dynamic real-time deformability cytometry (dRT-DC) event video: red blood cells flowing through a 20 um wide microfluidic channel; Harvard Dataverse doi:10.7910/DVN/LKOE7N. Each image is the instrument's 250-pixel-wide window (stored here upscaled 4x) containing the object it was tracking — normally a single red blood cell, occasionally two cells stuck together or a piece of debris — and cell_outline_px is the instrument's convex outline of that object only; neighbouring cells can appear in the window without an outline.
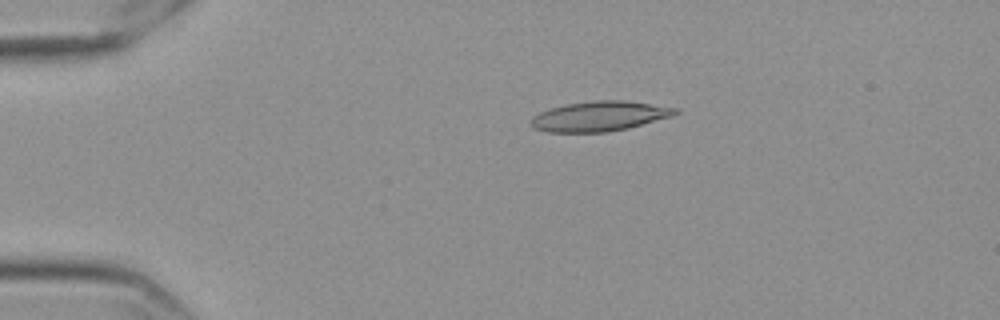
{"species": "Egyptian fruit bat (a non-hibernating species)", "species_latin": "Rousettus aegyptiacus", "temperature_condition": "cold", "stored_images_in_passage": 57, "camera_frame_rate_fps": 3000, "um_per_image_px": 0.085, "frame": {"image": 1, "passage_image": 12, "time_ms": 3.667, "image_size_px": [1000, 320], "cell_outline_px": [[680, 112], [672, 116], [628, 128], [608, 132], [548, 132], [532, 128], [532, 116], [540, 112], [552, 108], [568, 104], [592, 100], [624, 100], [680, 108]], "centroid_in_image_um": [50.99, 9.87], "position_along_channel_um": 34.0, "area_um2": 25.14}}
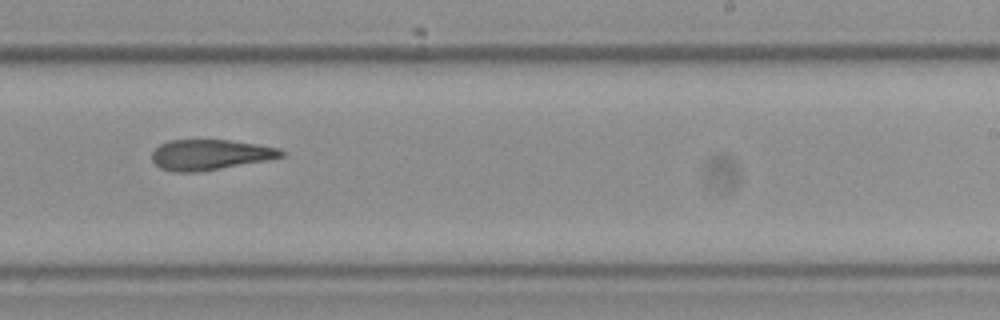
{"frame": {"image": 2, "passage_image": 36, "time_ms": 11.667, "image_size_px": [1000, 320], "cell_outline_px": [[284, 156], [268, 160], [200, 172], [172, 172], [160, 168], [152, 160], [152, 152], [160, 144], [168, 140], [228, 140], [256, 144], [280, 148], [284, 152]], "centroid_in_image_um": [17.85, 13.16], "position_along_channel_um": 271.2, "area_um2": 23.0}}
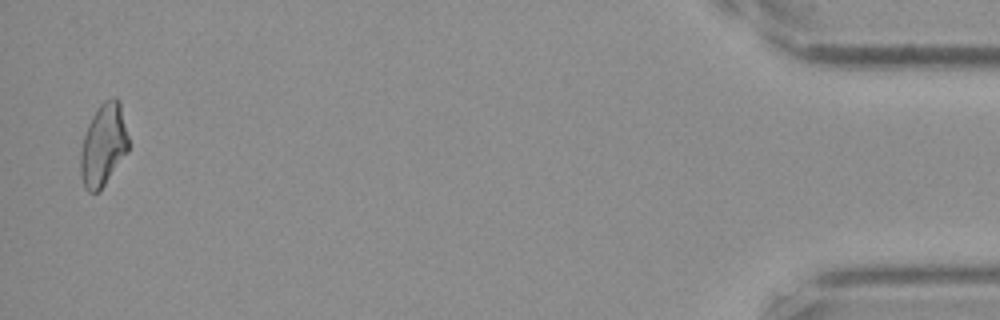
{"frame": {"image": 3, "passage_image": 56, "time_ms": 18.333, "image_size_px": [1000, 320], "cell_outline_px": [[128, 152], [100, 192], [88, 192], [84, 188], [80, 172], [80, 152], [84, 136], [88, 124], [92, 116], [100, 104], [104, 100], [112, 96], [116, 96], [120, 100], [128, 136]], "centroid_in_image_um": [8.79, 12.33], "position_along_channel_um": 426.4, "area_um2": 23.35}, "authors_computed_cell_mechanics": {"area_um2": 23.9292, "velocity_mm_per_s": 3.5756, "shape_relaxation_time_tau1_ms": null, "shape_relaxation_time_tau2_ms": 9.2949, "deformation_change_tau1": null, "deformation_change_tau2": 0.208}}